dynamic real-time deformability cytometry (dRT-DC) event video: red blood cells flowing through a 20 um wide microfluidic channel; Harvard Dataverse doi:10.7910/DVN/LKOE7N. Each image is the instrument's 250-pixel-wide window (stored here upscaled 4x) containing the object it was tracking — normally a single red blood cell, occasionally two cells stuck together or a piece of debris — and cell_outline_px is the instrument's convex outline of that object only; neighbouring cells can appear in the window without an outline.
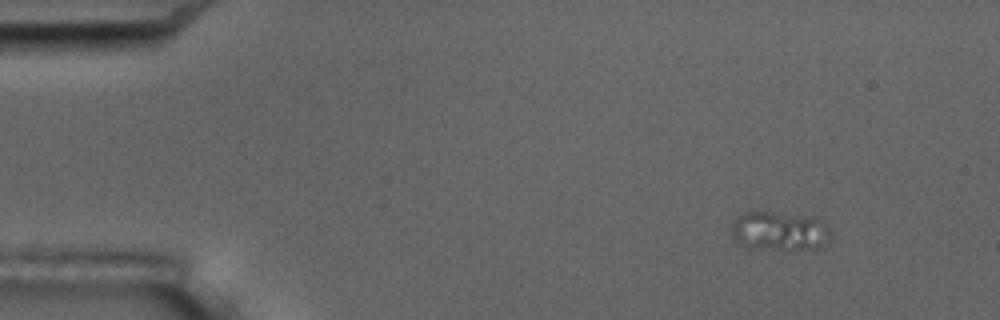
{"species": "common noctule bat (a hibernating species)", "species_latin": "Nyctalus noctula", "temperature_condition": "room temperature", "stored_images_in_passage": 6, "camera_frame_rate_fps": 3000, "um_per_image_px": 0.085, "animal": {"sex": "male", "body_mass_g": 17.5, "forearm_length_mm": 52.3}, "frame": {"image": 1, "passage_image": 1, "time_ms": 0.0, "image_size_px": [1000, 320], "cell_outline_px": [[828, 244], [820, 248], [792, 252], [744, 248], [736, 244], [732, 240], [732, 220], [740, 212], [772, 212], [816, 216], [824, 220], [828, 224]], "centroid_in_image_um": [66.24, 19.68], "position_along_channel_um": 18.8, "area_um2": 24.16}}